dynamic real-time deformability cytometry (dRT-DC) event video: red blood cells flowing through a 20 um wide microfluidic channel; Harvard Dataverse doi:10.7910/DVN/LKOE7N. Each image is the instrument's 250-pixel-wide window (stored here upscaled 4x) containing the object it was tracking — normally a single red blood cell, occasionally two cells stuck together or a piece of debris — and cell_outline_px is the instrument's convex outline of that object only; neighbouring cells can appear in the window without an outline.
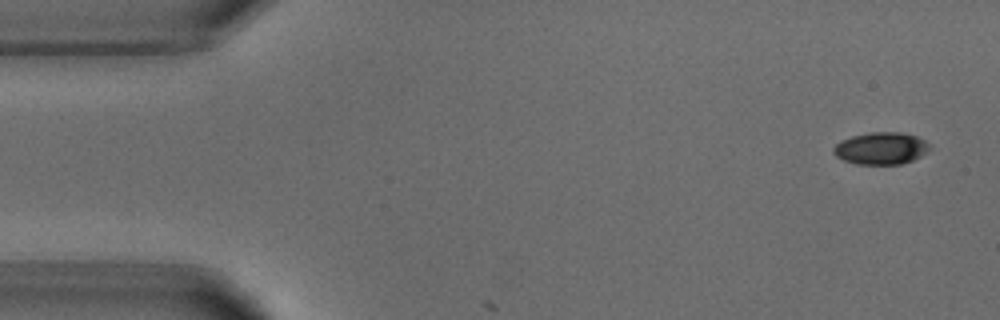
{"species": "common noctule bat (a hibernating species)", "species_latin": "Nyctalus noctula", "temperature_condition": "warm", "stored_images_in_passage": 2, "camera_frame_rate_fps": 3000, "um_per_image_px": 0.085, "animal": {"sex": "male", "body_mass_g": 18.8}, "frame": {"image": 1, "passage_image": 1, "time_ms": 0.0, "image_size_px": [1000, 320], "cell_outline_px": [[928, 148], [920, 156], [912, 160], [900, 164], [856, 164], [844, 160], [836, 156], [832, 152], [832, 148], [836, 144], [852, 136], [872, 132], [900, 132], [916, 136], [924, 140], [928, 144]], "centroid_in_image_um": [74.85, 12.61], "position_along_channel_um": 10.2, "area_um2": 17.69}}